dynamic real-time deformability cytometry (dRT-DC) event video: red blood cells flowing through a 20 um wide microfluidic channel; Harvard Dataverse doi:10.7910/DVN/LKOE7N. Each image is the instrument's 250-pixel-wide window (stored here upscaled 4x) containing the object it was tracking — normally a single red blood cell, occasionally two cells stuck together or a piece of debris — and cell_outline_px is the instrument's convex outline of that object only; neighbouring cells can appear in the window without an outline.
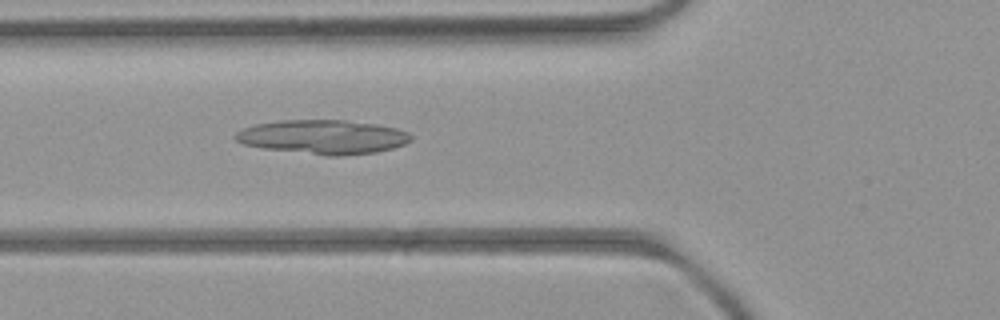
{"species": "common noctule bat (a hibernating species)", "species_latin": "Nyctalus noctula", "temperature_condition": "room temperature", "stored_images_in_passage": 5, "camera_frame_rate_fps": 3000, "um_per_image_px": 0.085, "animal": {"sex": "female", "body_mass_g": 21.9}, "frame": {"image": 1, "passage_image": 5, "time_ms": 4.333, "image_size_px": [1000, 320], "cell_outline_px": [[412, 140], [404, 144], [392, 148], [376, 152], [340, 156], [324, 156], [264, 148], [244, 144], [236, 140], [232, 136], [236, 132], [244, 128], [256, 124], [280, 120], [344, 120], [376, 124], [396, 128], [408, 132], [412, 136]], "centroid_in_image_um": [27.46, 11.64], "position_along_channel_um": 98.3, "area_um2": 34.97}}